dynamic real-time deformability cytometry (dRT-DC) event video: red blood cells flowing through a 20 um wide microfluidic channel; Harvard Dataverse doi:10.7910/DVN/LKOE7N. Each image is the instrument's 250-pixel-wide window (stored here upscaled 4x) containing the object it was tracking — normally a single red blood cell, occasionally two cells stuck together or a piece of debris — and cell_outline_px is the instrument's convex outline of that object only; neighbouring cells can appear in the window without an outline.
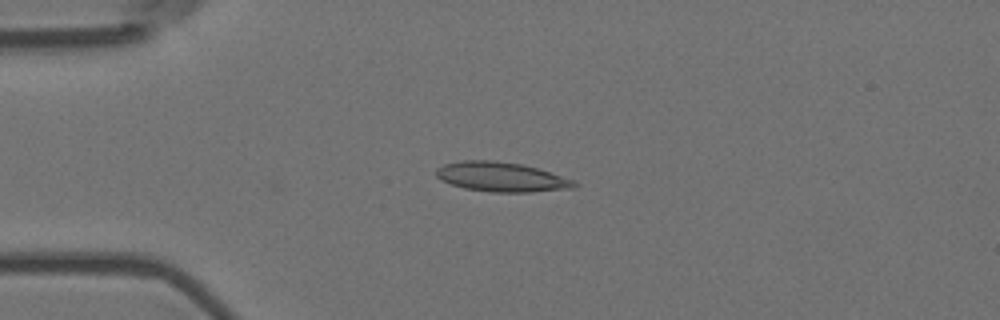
{"species": "Egyptian fruit bat (a non-hibernating species)", "species_latin": "Rousettus aegyptiacus", "temperature_condition": "room temperature", "stored_images_in_passage": 2, "camera_frame_rate_fps": 3000, "um_per_image_px": 0.085, "animal": {"sex": "female"}, "frame": {"image": 1, "passage_image": 1, "time_ms": 0.0, "image_size_px": [1000, 320], "cell_outline_px": [[580, 184], [576, 188], [532, 192], [492, 192], [464, 188], [440, 180], [436, 176], [436, 168], [444, 164], [464, 160], [492, 160], [520, 164], [536, 168], [576, 180]], "centroid_in_image_um": [42.65, 15.05], "position_along_channel_um": 42.3, "area_um2": 23.87}}